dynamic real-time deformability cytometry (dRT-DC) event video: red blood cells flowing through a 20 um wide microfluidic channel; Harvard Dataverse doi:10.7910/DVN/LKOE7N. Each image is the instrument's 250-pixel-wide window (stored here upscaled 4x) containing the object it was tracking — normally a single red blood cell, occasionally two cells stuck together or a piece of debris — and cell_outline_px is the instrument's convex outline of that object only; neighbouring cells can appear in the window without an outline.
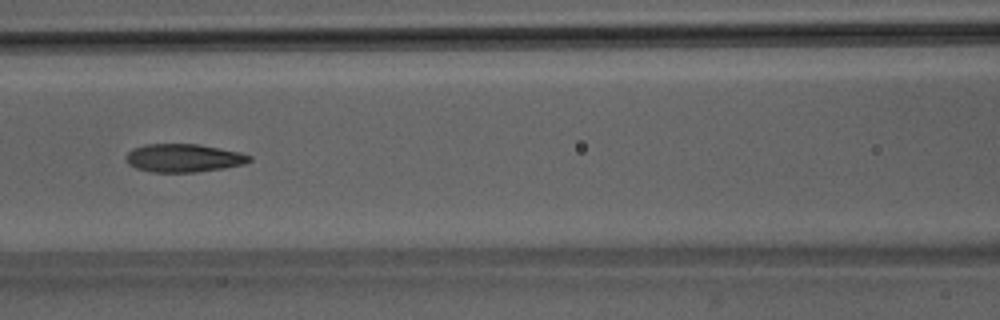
{"species": "Egyptian fruit bat (a non-hibernating species)", "species_latin": "Rousettus aegyptiacus", "temperature_condition": "room temperature", "stored_images_in_passage": 40, "camera_frame_rate_fps": 3000, "um_per_image_px": 0.085, "animal": {"sex": "male"}, "frame": {"image": 1, "passage_image": 12, "time_ms": 3.667, "image_size_px": [1000, 320], "cell_outline_px": [[252, 160], [244, 164], [224, 168], [196, 172], [152, 172], [136, 168], [128, 164], [124, 160], [124, 156], [132, 148], [144, 144], [200, 144], [240, 152], [252, 156]], "centroid_in_image_um": [15.58, 13.42], "position_along_channel_um": 151.0, "area_um2": 20.52}}
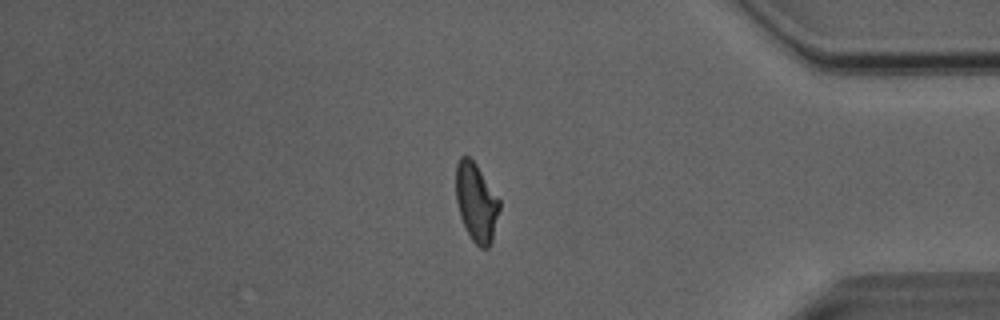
{"frame": {"image": 2, "passage_image": 32, "time_ms": 10.333, "image_size_px": [1000, 320], "cell_outline_px": [[500, 208], [492, 240], [488, 248], [480, 248], [472, 240], [460, 216], [456, 200], [456, 164], [460, 156], [468, 156], [476, 164], [500, 200]], "centroid_in_image_um": [40.48, 17.19], "position_along_channel_um": 394.7, "area_um2": 19.77}}
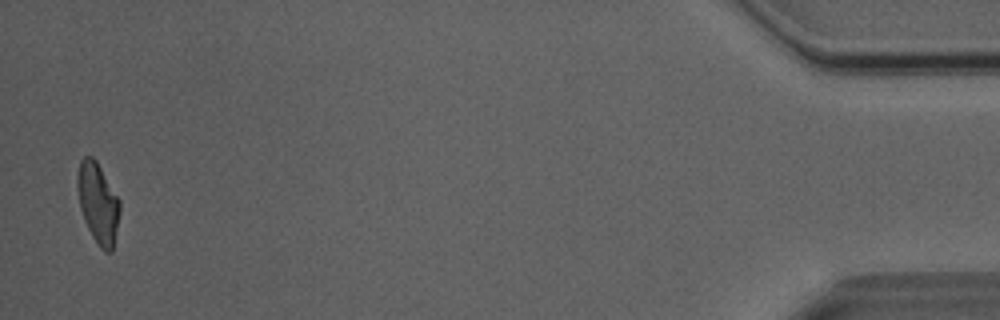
{"frame": {"image": 3, "passage_image": 39, "time_ms": 12.667, "image_size_px": [1000, 320], "cell_outline_px": [[120, 212], [112, 252], [104, 252], [100, 248], [92, 236], [84, 220], [80, 208], [76, 188], [76, 176], [80, 160], [84, 156], [92, 156], [96, 160], [120, 200]], "centroid_in_image_um": [8.31, 17.24], "position_along_channel_um": 426.9, "area_um2": 20.06}}